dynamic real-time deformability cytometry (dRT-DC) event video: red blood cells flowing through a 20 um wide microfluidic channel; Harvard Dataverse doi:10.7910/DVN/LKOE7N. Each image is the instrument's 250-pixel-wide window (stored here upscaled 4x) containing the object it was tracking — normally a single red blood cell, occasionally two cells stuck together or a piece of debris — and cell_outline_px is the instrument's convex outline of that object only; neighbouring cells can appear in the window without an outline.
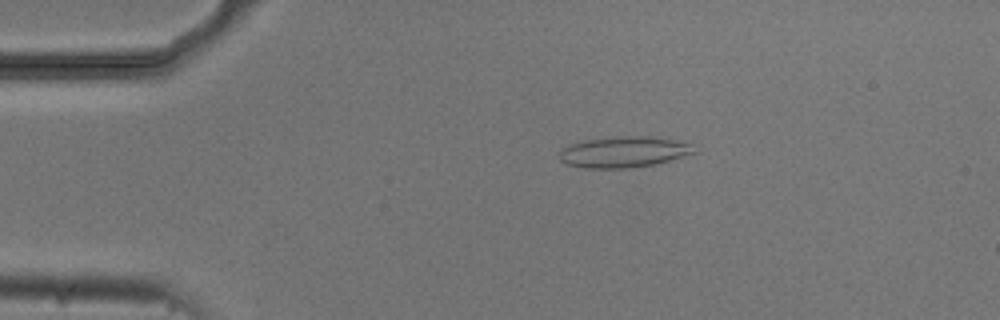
{"species": "common noctule bat (a hibernating species)", "species_latin": "Nyctalus noctula", "temperature_condition": "cold", "stored_images_in_passage": 6, "camera_frame_rate_fps": 3000, "um_per_image_px": 0.085, "animal": {"sex": "male", "body_mass_g": 20.5, "forearm_length_mm": 52.5}, "frame": {"image": 1, "passage_image": 3, "time_ms": 0.667, "image_size_px": [1000, 320], "cell_outline_px": [[696, 152], [656, 164], [628, 168], [584, 168], [568, 164], [560, 160], [560, 148], [568, 144], [580, 140], [616, 136], [652, 136], [676, 140], [692, 144]], "centroid_in_image_um": [52.98, 12.9], "position_along_channel_um": 32.0, "area_um2": 24.57}}
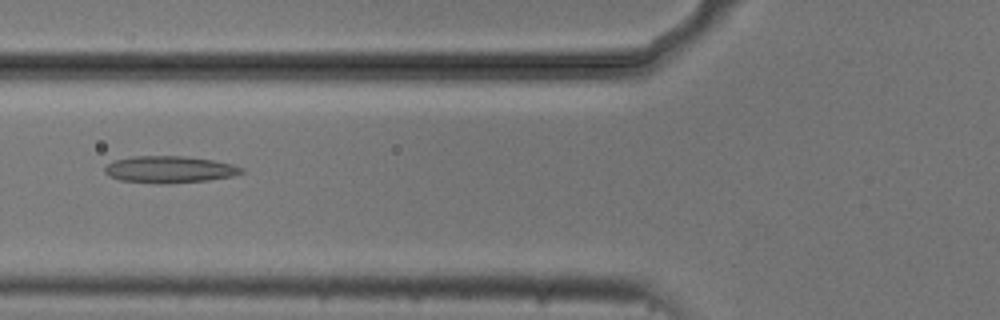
{"frame": {"image": 2, "passage_image": 6, "time_ms": 1.667, "image_size_px": [1000, 320], "cell_outline_px": [[244, 172], [232, 176], [208, 180], [160, 184], [120, 180], [104, 172], [104, 168], [112, 160], [132, 156], [184, 156], [212, 160], [232, 164], [244, 168]], "centroid_in_image_um": [14.4, 14.4], "position_along_channel_um": 111.4, "area_um2": 21.33}}